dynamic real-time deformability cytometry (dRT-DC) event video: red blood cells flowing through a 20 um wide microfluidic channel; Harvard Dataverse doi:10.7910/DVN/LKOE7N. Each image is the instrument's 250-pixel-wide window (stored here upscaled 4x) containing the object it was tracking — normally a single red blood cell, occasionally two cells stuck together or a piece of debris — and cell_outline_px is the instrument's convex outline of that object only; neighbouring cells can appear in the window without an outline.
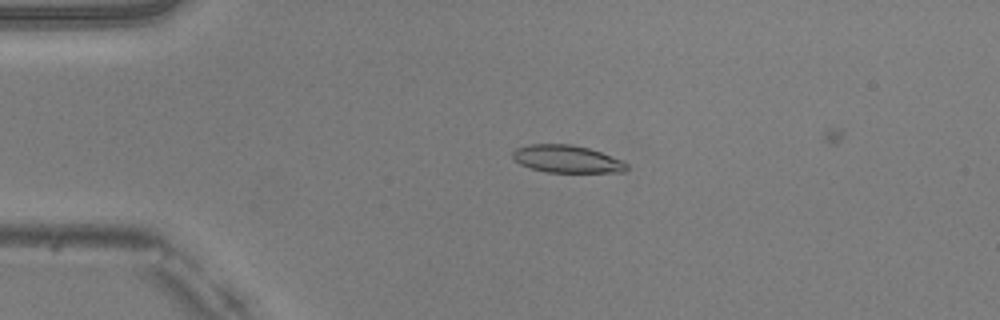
{"species": "common noctule bat (a hibernating species)", "species_latin": "Nyctalus noctula", "temperature_condition": "warm", "stored_images_in_passage": 15, "camera_frame_rate_fps": 3000, "um_per_image_px": 0.085, "animal": {"sex": "male", "body_mass_g": 20.5, "forearm_length_mm": 52.5}, "frame": {"image": 1, "passage_image": 11, "time_ms": 3.333, "image_size_px": [1000, 320], "cell_outline_px": [[628, 168], [624, 172], [548, 172], [532, 168], [520, 164], [512, 160], [512, 152], [516, 148], [528, 144], [572, 144], [588, 148], [600, 152], [620, 160], [628, 164]], "centroid_in_image_um": [48.14, 13.51], "position_along_channel_um": 36.9, "area_um2": 18.21}}